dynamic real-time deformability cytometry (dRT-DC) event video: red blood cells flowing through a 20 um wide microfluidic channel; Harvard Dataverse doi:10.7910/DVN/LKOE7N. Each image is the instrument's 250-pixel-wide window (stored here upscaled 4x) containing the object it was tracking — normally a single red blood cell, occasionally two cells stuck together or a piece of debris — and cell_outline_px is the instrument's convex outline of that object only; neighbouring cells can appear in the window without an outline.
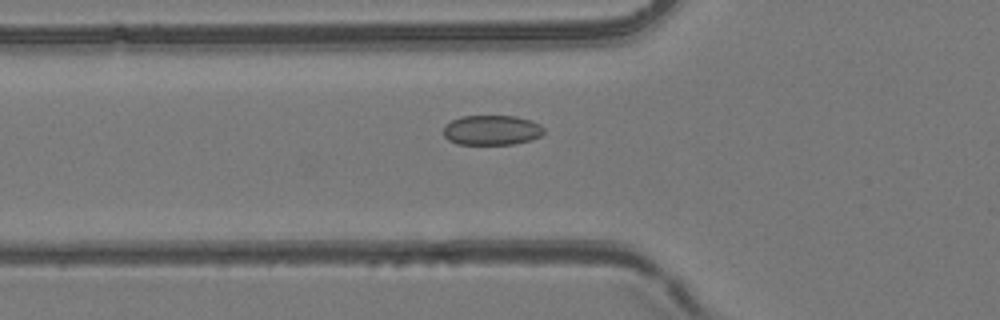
{"species": "common noctule bat (a hibernating species)", "species_latin": "Nyctalus noctula", "temperature_condition": "room temperature", "stored_images_in_passage": 45, "camera_frame_rate_fps": 3000, "um_per_image_px": 0.085, "animal": {"sex": "female", "body_mass_g": 24.6, "forearm_length_mm": 56.2}, "frame": {"image": 1, "passage_image": 20, "time_ms": 6.333, "image_size_px": [1000, 320], "cell_outline_px": [[544, 132], [540, 136], [532, 140], [512, 144], [456, 144], [448, 140], [444, 136], [444, 124], [460, 116], [516, 116], [532, 120], [540, 124], [544, 128]], "centroid_in_image_um": [41.8, 11.06], "position_along_channel_um": 84.0, "area_um2": 17.69}}
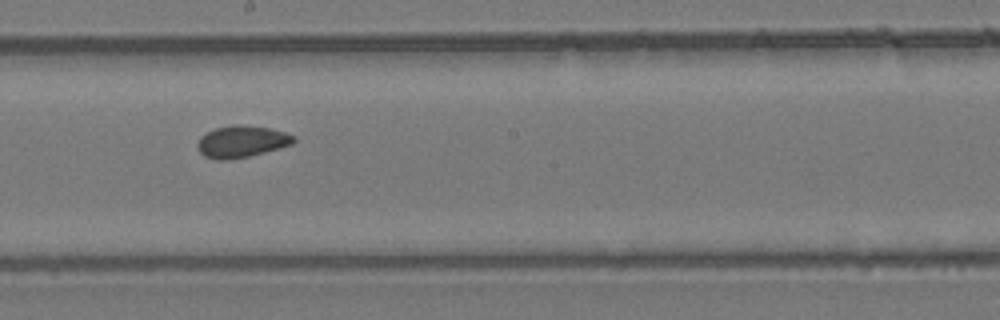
{"frame": {"image": 2, "passage_image": 31, "time_ms": 10.0, "image_size_px": [1000, 320], "cell_outline_px": [[296, 140], [292, 144], [264, 152], [248, 156], [228, 160], [216, 160], [204, 156], [196, 148], [196, 144], [200, 136], [216, 128], [232, 124], [236, 124], [268, 128], [284, 132], [296, 136]], "centroid_in_image_um": [20.5, 12.04], "position_along_channel_um": 227.7, "area_um2": 17.8}}
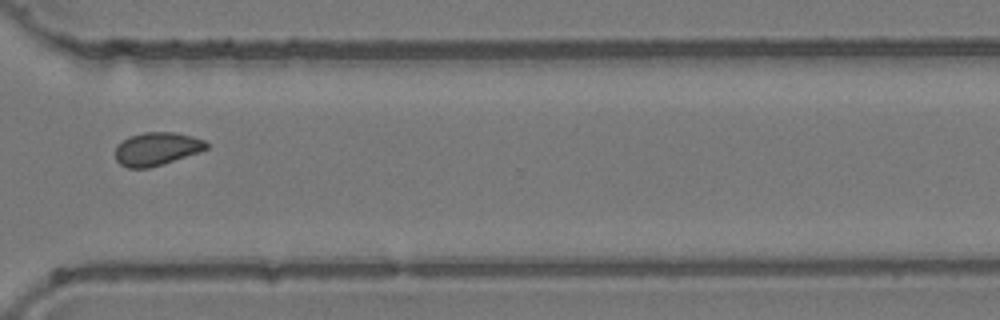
{"frame": {"image": 3, "passage_image": 41, "time_ms": 13.333, "image_size_px": [1000, 320], "cell_outline_px": [[208, 148], [200, 152], [148, 168], [128, 168], [120, 164], [116, 160], [116, 148], [128, 136], [144, 132], [176, 132], [192, 136], [204, 140], [208, 144]], "centroid_in_image_um": [13.34, 12.64], "position_along_channel_um": 357.3, "area_um2": 17.46}}